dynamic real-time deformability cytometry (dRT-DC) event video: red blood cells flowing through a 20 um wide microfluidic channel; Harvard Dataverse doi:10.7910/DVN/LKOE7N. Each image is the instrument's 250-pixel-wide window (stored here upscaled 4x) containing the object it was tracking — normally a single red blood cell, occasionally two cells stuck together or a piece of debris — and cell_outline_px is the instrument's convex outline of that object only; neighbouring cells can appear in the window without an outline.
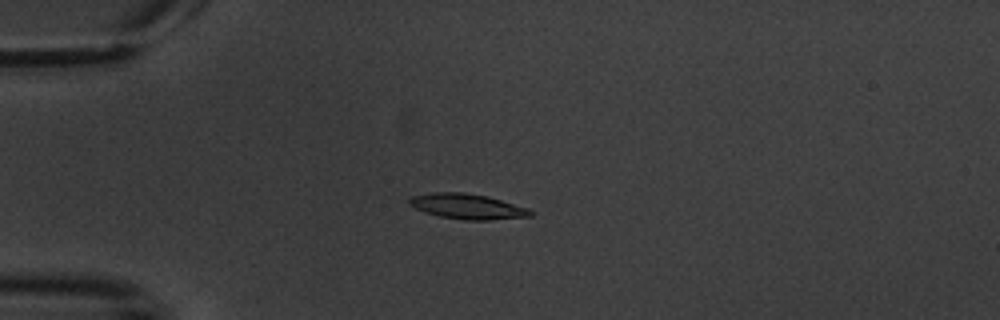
{"species": "common noctule bat (a hibernating species)", "species_latin": "Nyctalus noctula", "temperature_condition": "warm", "stored_images_in_passage": 5, "camera_frame_rate_fps": 3000, "um_per_image_px": 0.085, "animal": {"sex": "male", "body_mass_g": 20.1, "forearm_length_mm": 53.5}, "frame": {"image": 1, "passage_image": 4, "time_ms": 3.667, "image_size_px": [1000, 320], "cell_outline_px": [[536, 212], [532, 216], [488, 220], [464, 220], [440, 216], [424, 212], [408, 204], [408, 200], [412, 196], [436, 192], [464, 192], [488, 196], [528, 208]], "centroid_in_image_um": [39.76, 17.55], "position_along_channel_um": 45.2, "area_um2": 17.86}}
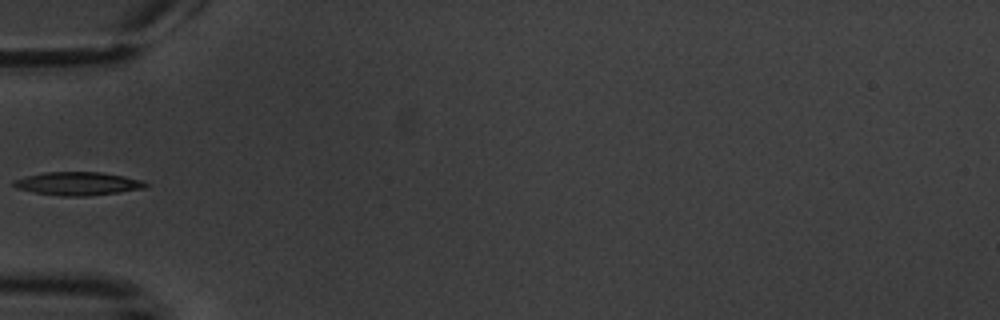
{"frame": {"image": 2, "passage_image": 5, "time_ms": 5.333, "image_size_px": [1000, 320], "cell_outline_px": [[148, 184], [144, 188], [120, 192], [84, 196], [64, 196], [32, 192], [16, 188], [12, 184], [12, 180], [24, 176], [44, 172], [100, 172], [124, 176], [144, 180]], "centroid_in_image_um": [6.58, 15.6], "position_along_channel_um": 78.4, "area_um2": 17.98}}